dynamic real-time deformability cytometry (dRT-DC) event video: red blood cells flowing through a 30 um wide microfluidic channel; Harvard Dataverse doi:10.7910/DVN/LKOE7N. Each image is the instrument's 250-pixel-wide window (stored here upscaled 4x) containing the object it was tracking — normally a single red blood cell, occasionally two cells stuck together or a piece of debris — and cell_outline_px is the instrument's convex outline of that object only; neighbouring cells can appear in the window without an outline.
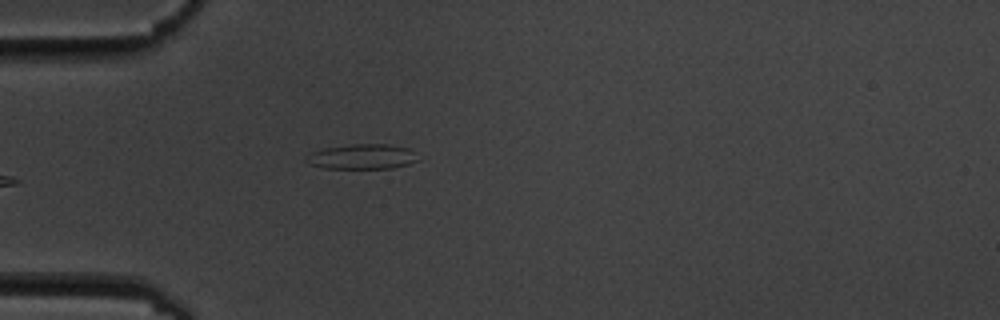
{"species": "common noctule bat (a hibernating species)", "species_latin": "Nyctalus noctula", "temperature_condition": "cold", "stored_images_in_passage": 5, "camera_frame_rate_fps": 3000, "um_per_image_px": 0.085, "animal": {"sex": "male", "body_mass_g": 19.5, "forearm_length_mm": 54.6}, "frame": {"image": 1, "passage_image": 5, "time_ms": 5.333, "image_size_px": [1000, 320], "cell_outline_px": [[420, 160], [408, 164], [392, 168], [324, 168], [308, 164], [304, 160], [312, 152], [324, 148], [352, 144], [388, 144], [408, 148]], "centroid_in_image_um": [30.77, 13.32], "position_along_channel_um": 54.2, "area_um2": 16.18}}